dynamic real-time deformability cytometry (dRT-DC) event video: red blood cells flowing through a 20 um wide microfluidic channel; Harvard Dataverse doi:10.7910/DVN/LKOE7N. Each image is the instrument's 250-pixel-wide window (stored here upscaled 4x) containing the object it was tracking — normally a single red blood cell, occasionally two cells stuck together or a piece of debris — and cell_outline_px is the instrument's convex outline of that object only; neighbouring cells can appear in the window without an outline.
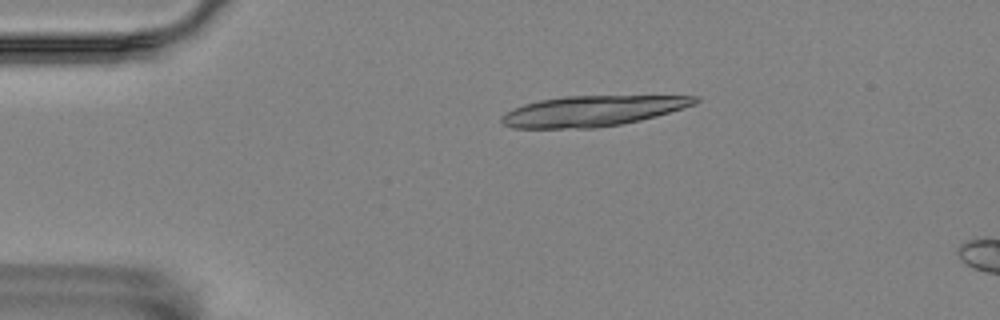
{"species": "Egyptian fruit bat (a non-hibernating species)", "species_latin": "Rousettus aegyptiacus", "temperature_condition": "room temperature", "stored_images_in_passage": 9, "segment_of_instrument_passage": [1, 2], "camera_frame_rate_fps": 3000, "um_per_image_px": 0.085, "animal": {"sex": "female"}, "frame": {"image": 1, "passage_image": 3, "time_ms": 0.667, "image_size_px": [1000, 320], "cell_outline_px": [[700, 100], [696, 104], [656, 116], [640, 120], [620, 124], [596, 128], [512, 128], [504, 124], [500, 120], [500, 116], [512, 108], [524, 104], [540, 100], [564, 96], [700, 96]], "centroid_in_image_um": [50.33, 9.43], "position_along_channel_um": 34.7, "area_um2": 34.33}}